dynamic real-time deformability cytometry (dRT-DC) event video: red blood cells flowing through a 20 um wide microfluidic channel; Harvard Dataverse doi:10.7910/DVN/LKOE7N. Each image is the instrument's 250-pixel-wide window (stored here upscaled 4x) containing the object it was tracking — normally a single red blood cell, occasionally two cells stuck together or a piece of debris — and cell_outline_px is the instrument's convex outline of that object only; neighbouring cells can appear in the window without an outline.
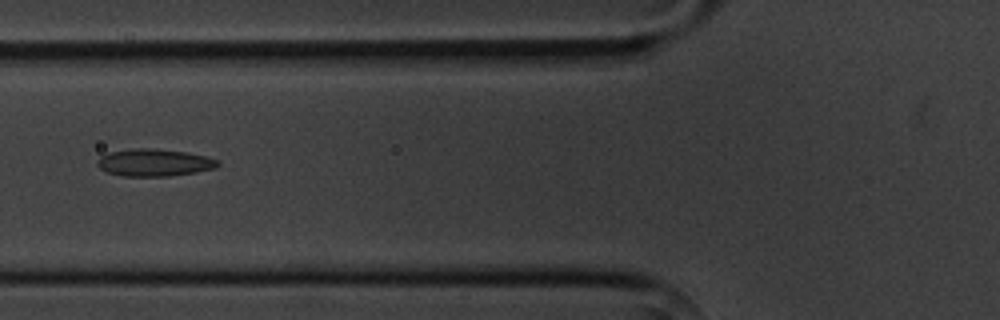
{"species": "common noctule bat (a hibernating species)", "species_latin": "Nyctalus noctula", "temperature_condition": "cold", "stored_images_in_passage": 3, "camera_frame_rate_fps": 3000, "um_per_image_px": 0.085, "animal": {"sex": "male", "body_mass_g": 20.1, "forearm_length_mm": 53.5}, "frame": {"image": 1, "passage_image": 2, "time_ms": 1.333, "image_size_px": [1000, 320], "cell_outline_px": [[220, 164], [216, 168], [196, 172], [168, 176], [120, 176], [108, 172], [100, 168], [96, 164], [96, 160], [100, 156], [108, 152], [132, 148], [152, 148], [188, 152], [204, 156], [216, 160]], "centroid_in_image_um": [13.07, 13.81], "position_along_channel_um": 112.7, "area_um2": 19.25}}
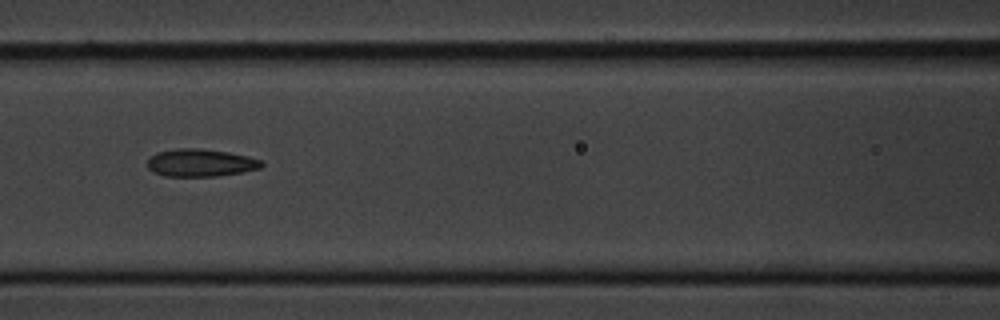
{"frame": {"image": 2, "passage_image": 3, "time_ms": 2.333, "image_size_px": [1000, 320], "cell_outline_px": [[264, 164], [260, 168], [240, 172], [216, 176], [164, 176], [152, 172], [148, 168], [148, 160], [156, 152], [176, 148], [200, 148], [228, 152], [248, 156], [260, 160]], "centroid_in_image_um": [17.02, 13.83], "position_along_channel_um": 149.6, "area_um2": 18.32}}